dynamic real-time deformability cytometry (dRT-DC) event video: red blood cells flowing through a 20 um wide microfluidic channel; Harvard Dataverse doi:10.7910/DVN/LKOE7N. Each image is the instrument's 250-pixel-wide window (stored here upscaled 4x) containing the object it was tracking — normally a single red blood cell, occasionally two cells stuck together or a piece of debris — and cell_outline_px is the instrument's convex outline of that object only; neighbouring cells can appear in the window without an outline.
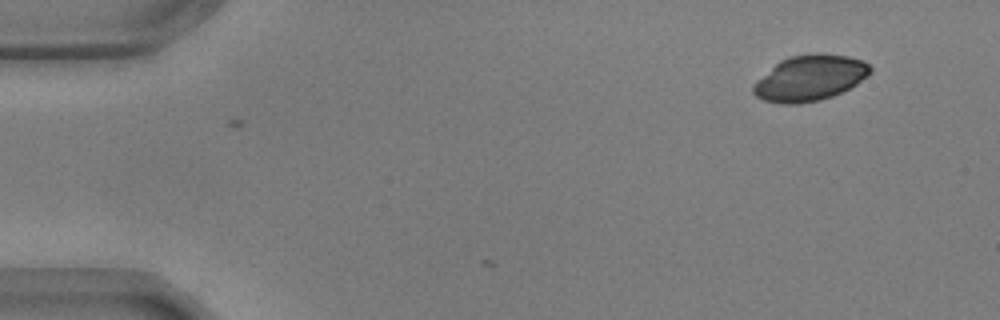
{"species": "common noctule bat (a hibernating species)", "species_latin": "Nyctalus noctula", "temperature_condition": "warm", "stored_images_in_passage": 2, "camera_frame_rate_fps": 3000, "um_per_image_px": 0.085, "animal": {"sex": "male", "body_mass_g": 17.9, "forearm_length_mm": 54.2}, "frame": {"image": 1, "passage_image": 2, "time_ms": 0.333, "image_size_px": [1000, 320], "cell_outline_px": [[872, 72], [868, 76], [856, 84], [832, 96], [820, 100], [800, 104], [780, 104], [764, 100], [756, 96], [752, 92], [752, 84], [756, 80], [780, 60], [788, 56], [816, 52], [820, 52], [848, 56], [864, 60], [872, 68]], "centroid_in_image_um": [68.83, 6.62], "position_along_channel_um": 16.2, "area_um2": 31.5}}